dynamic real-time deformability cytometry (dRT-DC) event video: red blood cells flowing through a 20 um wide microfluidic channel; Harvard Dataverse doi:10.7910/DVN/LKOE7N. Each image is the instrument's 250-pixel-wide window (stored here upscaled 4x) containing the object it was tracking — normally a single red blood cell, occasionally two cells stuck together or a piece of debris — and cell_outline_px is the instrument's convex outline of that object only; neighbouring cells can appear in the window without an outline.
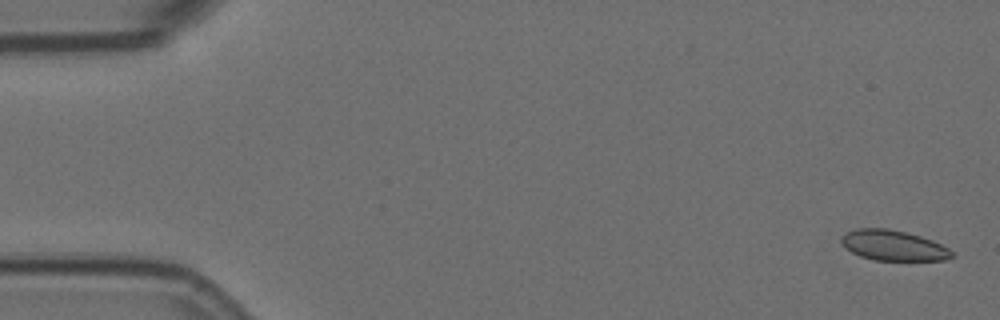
{"species": "Egyptian fruit bat (a non-hibernating species)", "species_latin": "Rousettus aegyptiacus", "temperature_condition": "room temperature", "stored_images_in_passage": 57, "camera_frame_rate_fps": 3000, "um_per_image_px": 0.085, "animal": {"sex": "female"}, "frame": {"image": 1, "passage_image": 2, "time_ms": 0.333, "image_size_px": [1000, 320], "cell_outline_px": [[956, 256], [948, 260], [872, 260], [860, 256], [844, 248], [840, 244], [840, 236], [848, 232], [860, 228], [888, 228], [920, 236], [932, 240], [948, 248]], "centroid_in_image_um": [75.91, 20.87], "position_along_channel_um": 9.1, "area_um2": 19.65}}
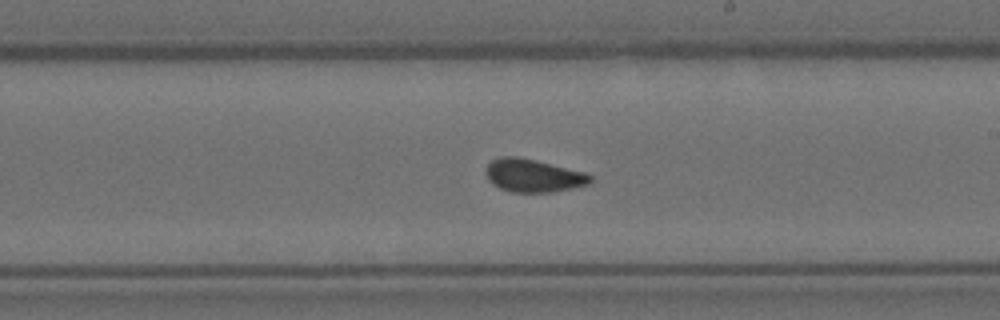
{"frame": {"image": 2, "passage_image": 33, "time_ms": 10.667, "image_size_px": [1000, 320], "cell_outline_px": [[592, 184], [552, 192], [512, 192], [500, 188], [492, 184], [488, 180], [484, 172], [488, 164], [492, 160], [500, 156], [516, 156], [536, 160], [584, 172], [592, 176]], "centroid_in_image_um": [45.31, 14.92], "position_along_channel_um": 243.7, "area_um2": 20.23}}
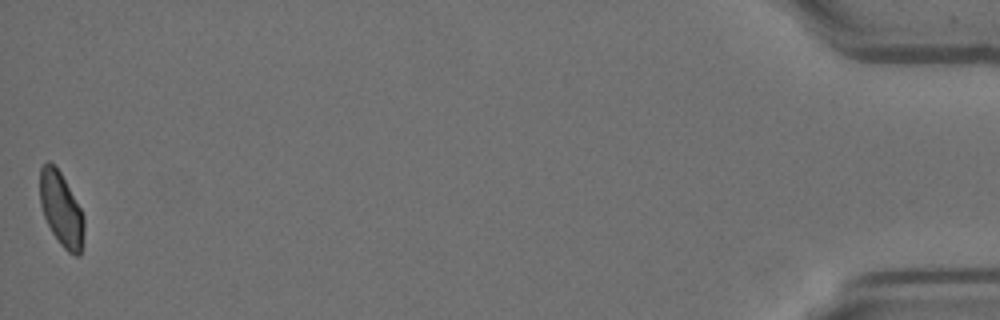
{"frame": {"image": 3, "passage_image": 57, "time_ms": 18.667, "image_size_px": [1000, 320], "cell_outline_px": [[84, 232], [80, 256], [76, 256], [68, 252], [60, 244], [52, 232], [44, 216], [40, 204], [40, 168], [48, 160], [60, 172], [80, 208], [84, 216]], "centroid_in_image_um": [5.2, 17.82], "position_along_channel_um": 430.0, "area_um2": 18.79}, "authors_computed_cell_mechanics": {"area_um2": 19.9988, "velocity_mm_per_s": 3.5669, "shape_relaxation_time_tau1_ms": null, "shape_relaxation_time_tau2_ms": 0.8907, "deformation_change_tau1": null, "deformation_change_tau2": 0.044}}